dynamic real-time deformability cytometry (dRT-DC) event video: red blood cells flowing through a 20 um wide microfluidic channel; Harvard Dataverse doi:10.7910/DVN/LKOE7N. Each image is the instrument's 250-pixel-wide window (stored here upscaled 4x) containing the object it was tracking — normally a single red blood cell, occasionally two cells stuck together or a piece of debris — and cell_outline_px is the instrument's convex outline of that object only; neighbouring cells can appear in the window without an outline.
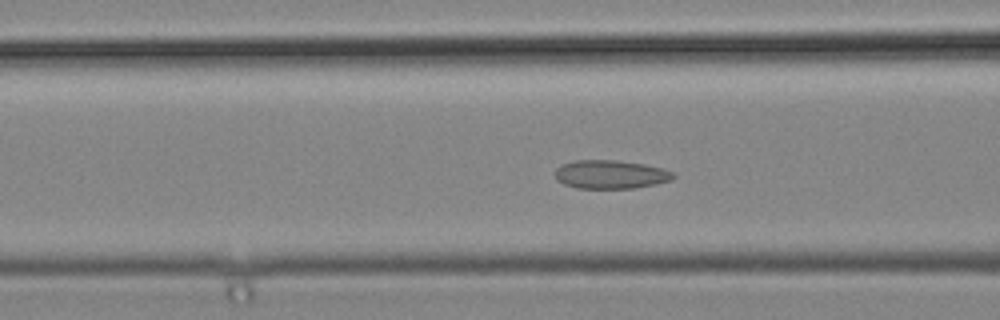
{"species": "common noctule bat (a hibernating species)", "species_latin": "Nyctalus noctula", "temperature_condition": "cold", "stored_images_in_passage": 43, "segment_of_instrument_passage": [1, 2], "camera_frame_rate_fps": 3000, "um_per_image_px": 0.085, "animal": {"sex": "male", "body_mass_g": 19.2, "forearm_length_mm": 51.8}, "frame": {"image": 1, "passage_image": 12, "time_ms": 3.667, "image_size_px": [1000, 320], "cell_outline_px": [[676, 176], [672, 180], [656, 184], [636, 188], [576, 188], [564, 184], [556, 180], [556, 168], [560, 164], [576, 160], [616, 160], [644, 164], [664, 168], [672, 172]], "centroid_in_image_um": [51.91, 14.82], "position_along_channel_um": 114.7, "area_um2": 19.83}}
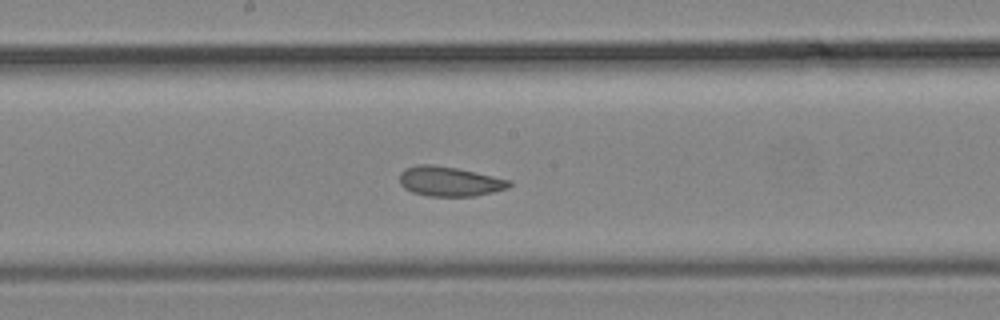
{"frame": {"image": 2, "passage_image": 19, "time_ms": 6.0, "image_size_px": [1000, 320], "cell_outline_px": [[512, 184], [508, 188], [476, 196], [428, 196], [412, 192], [404, 188], [400, 184], [400, 172], [404, 168], [416, 164], [432, 164], [456, 168], [512, 180]], "centroid_in_image_um": [38.19, 15.41], "position_along_channel_um": 210.0, "area_um2": 19.07}}
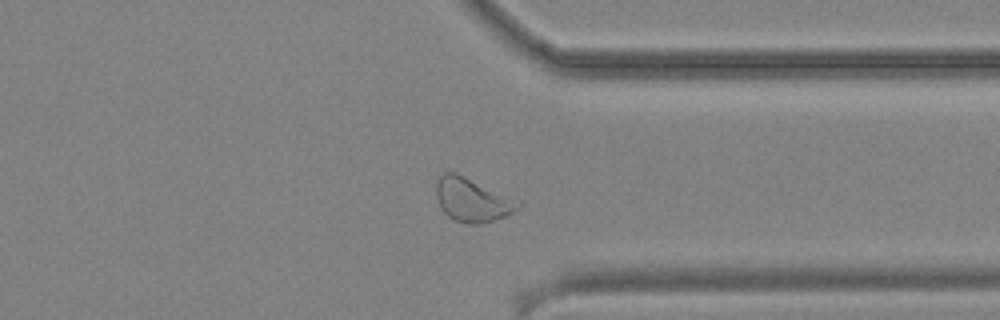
{"frame": {"image": 3, "passage_image": 31, "time_ms": 10.0, "image_size_px": [1000, 320], "cell_outline_px": [[524, 200], [520, 208], [504, 216], [480, 224], [472, 224], [456, 220], [448, 216], [440, 208], [436, 196], [436, 184], [440, 176], [444, 172], [456, 172]], "centroid_in_image_um": [40.2, 16.96], "position_along_channel_um": 371.2, "area_um2": 21.33}}